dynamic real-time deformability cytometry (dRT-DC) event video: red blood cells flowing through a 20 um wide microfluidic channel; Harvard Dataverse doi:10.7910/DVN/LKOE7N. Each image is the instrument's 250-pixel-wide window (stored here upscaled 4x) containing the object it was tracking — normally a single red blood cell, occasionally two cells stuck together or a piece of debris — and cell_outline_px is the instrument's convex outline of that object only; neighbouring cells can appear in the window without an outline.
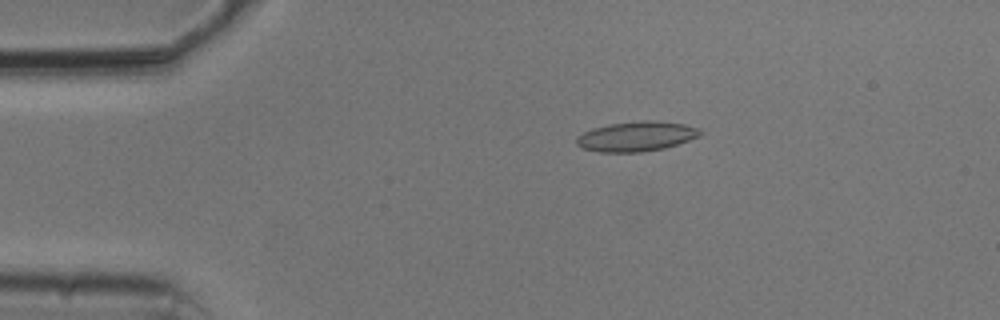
{"species": "common noctule bat (a hibernating species)", "species_latin": "Nyctalus noctula", "temperature_condition": "cold", "stored_images_in_passage": 53, "camera_frame_rate_fps": 3000, "um_per_image_px": 0.085, "animal": {"sex": "male", "body_mass_g": 20.5, "forearm_length_mm": 52.5}, "frame": {"image": 1, "passage_image": 10, "time_ms": 3.0, "image_size_px": [1000, 320], "cell_outline_px": [[704, 132], [700, 136], [664, 148], [640, 152], [600, 152], [580, 148], [576, 144], [576, 140], [584, 132], [592, 128], [612, 124], [644, 120], [652, 120], [684, 124], [700, 128]], "centroid_in_image_um": [54.11, 11.59], "position_along_channel_um": 30.9, "area_um2": 21.39}}
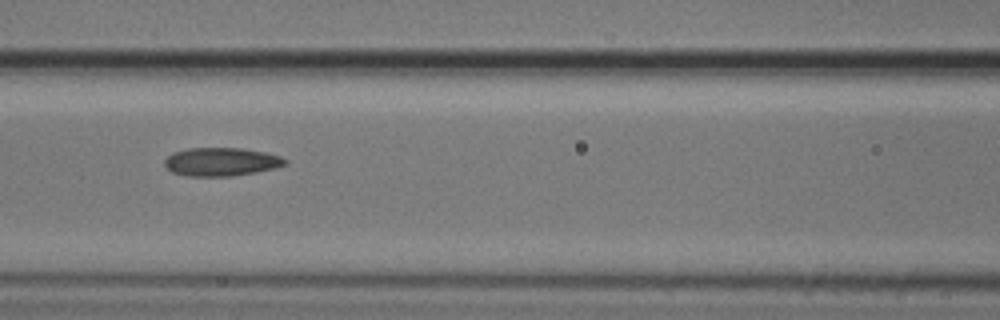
{"frame": {"image": 2, "passage_image": 23, "time_ms": 7.333, "image_size_px": [1000, 320], "cell_outline_px": [[288, 164], [276, 168], [256, 172], [232, 176], [188, 176], [172, 172], [164, 164], [164, 160], [172, 152], [188, 148], [240, 148], [264, 152], [280, 156], [288, 160]], "centroid_in_image_um": [18.82, 13.75], "position_along_channel_um": 147.8, "area_um2": 20.0}}
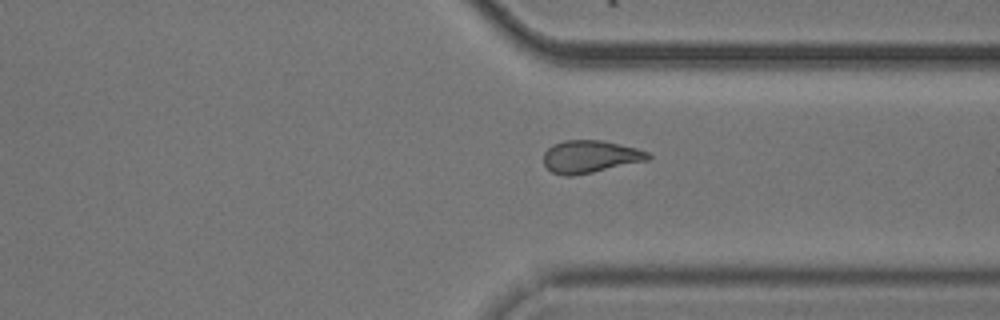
{"frame": {"image": 3, "passage_image": 40, "time_ms": 13.0, "image_size_px": [1000, 320], "cell_outline_px": [[652, 156], [648, 160], [592, 172], [572, 176], [564, 176], [552, 172], [544, 164], [544, 152], [552, 144], [564, 140], [600, 140], [620, 144], [636, 148], [648, 152]], "centroid_in_image_um": [50.14, 13.31], "position_along_channel_um": 361.3, "area_um2": 19.71}, "authors_computed_cell_mechanics": {"area_um2": 20.1144, "velocity_mm_per_s": 3.7746, "shape_relaxation_time_tau1_ms": null, "shape_relaxation_time_tau2_ms": 2.8743, "deformation_change_tau1": null, "deformation_change_tau2": 0.0938}}